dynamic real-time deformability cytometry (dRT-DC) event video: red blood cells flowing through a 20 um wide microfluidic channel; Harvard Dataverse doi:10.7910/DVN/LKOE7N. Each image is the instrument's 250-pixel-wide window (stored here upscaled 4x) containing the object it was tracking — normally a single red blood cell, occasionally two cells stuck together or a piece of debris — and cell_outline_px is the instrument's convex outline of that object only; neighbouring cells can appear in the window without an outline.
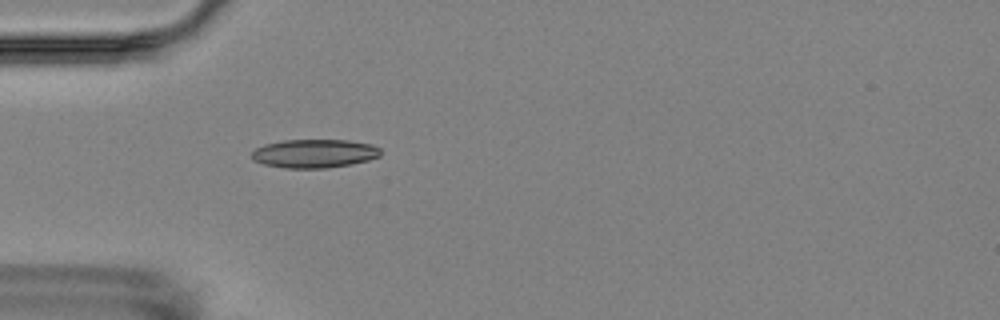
{"species": "Egyptian fruit bat (a non-hibernating species)", "species_latin": "Rousettus aegyptiacus", "temperature_condition": "room temperature", "stored_images_in_passage": 3, "camera_frame_rate_fps": 3000, "um_per_image_px": 0.085, "animal": {"sex": "female"}, "frame": {"image": 1, "passage_image": 3, "time_ms": 2.333, "image_size_px": [1000, 320], "cell_outline_px": [[380, 156], [368, 160], [352, 164], [324, 168], [284, 168], [264, 164], [252, 160], [252, 152], [256, 148], [264, 144], [284, 140], [348, 140], [372, 144], [380, 148]], "centroid_in_image_um": [26.72, 13.04], "position_along_channel_um": 58.3, "area_um2": 21.5}}